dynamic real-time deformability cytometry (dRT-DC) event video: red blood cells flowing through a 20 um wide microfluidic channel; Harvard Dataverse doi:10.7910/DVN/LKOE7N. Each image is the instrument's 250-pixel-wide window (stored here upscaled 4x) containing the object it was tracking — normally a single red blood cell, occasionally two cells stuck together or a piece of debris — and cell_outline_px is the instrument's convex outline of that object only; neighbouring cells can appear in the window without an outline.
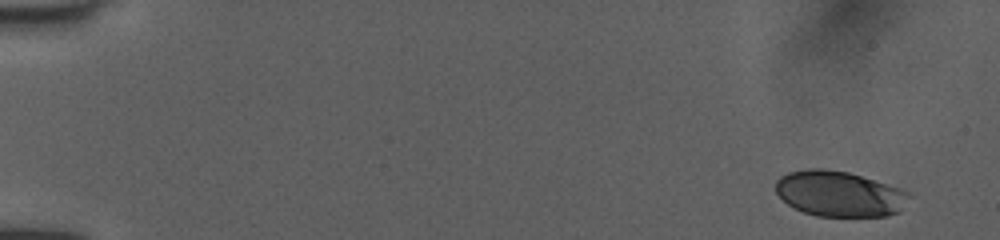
{"species": "human", "species_latin": "Homo sapiens", "temperature_condition": "room temperature", "stored_images_in_passage": 7, "camera_frame_rate_fps": 3000, "um_per_image_px": 0.085, "donor": {"sex": "female"}, "frame": {"image": 1, "passage_image": 1, "time_ms": 0.0, "image_size_px": [1000, 240], "cell_outline_px": [[912, 196], [900, 212], [884, 216], [816, 216], [804, 212], [788, 204], [776, 192], [776, 180], [780, 176], [788, 172], [808, 168], [820, 168], [848, 172], [900, 188], [908, 192]], "centroid_in_image_um": [71.36, 16.47], "position_along_channel_um": 13.6, "area_um2": 35.37}}
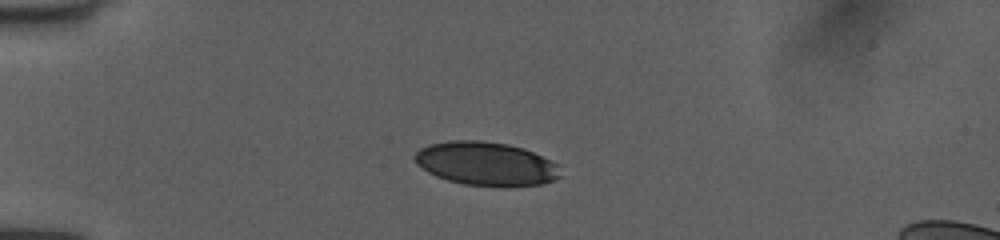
{"frame": {"image": 2, "passage_image": 5, "time_ms": 1.333, "image_size_px": [1000, 240], "cell_outline_px": [[564, 176], [540, 184], [504, 188], [464, 184], [448, 180], [436, 176], [428, 172], [416, 164], [412, 156], [420, 148], [428, 144], [448, 140], [480, 140], [508, 144], [524, 148], [560, 164]], "centroid_in_image_um": [41.34, 13.92], "position_along_channel_um": 43.7, "area_um2": 37.86}}
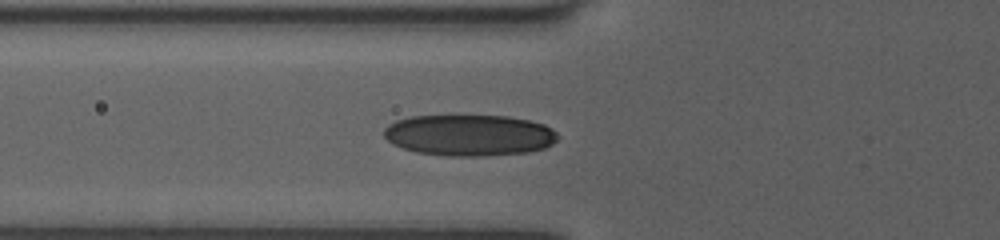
{"frame": {"image": 3, "passage_image": 7, "time_ms": 2.0, "image_size_px": [1000, 240], "cell_outline_px": [[560, 136], [552, 144], [544, 148], [528, 152], [484, 156], [444, 156], [416, 152], [392, 144], [384, 136], [384, 128], [388, 124], [396, 120], [412, 116], [508, 116], [528, 120], [544, 124], [552, 128]], "centroid_in_image_um": [39.89, 11.49], "position_along_channel_um": 85.9, "area_um2": 41.96}}